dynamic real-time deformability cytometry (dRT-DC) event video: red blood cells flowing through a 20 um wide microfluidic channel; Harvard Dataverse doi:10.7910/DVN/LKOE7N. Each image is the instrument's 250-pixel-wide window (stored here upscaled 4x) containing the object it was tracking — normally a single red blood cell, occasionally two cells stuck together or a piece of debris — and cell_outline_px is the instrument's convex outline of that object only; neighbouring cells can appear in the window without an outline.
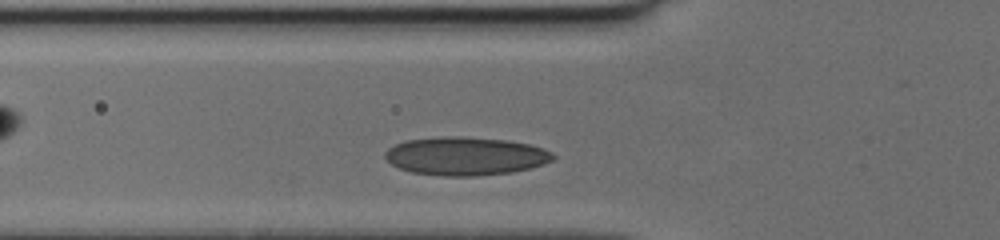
{"species": "human", "species_latin": "Homo sapiens", "temperature_condition": "cold", "stored_images_in_passage": 37, "camera_frame_rate_fps": 3000, "um_per_image_px": 0.085, "donor": {"sex": "female"}, "frame": {"image": 1, "passage_image": 6, "time_ms": 1.667, "image_size_px": [1000, 240], "cell_outline_px": [[556, 156], [552, 160], [544, 164], [512, 172], [476, 176], [440, 176], [412, 172], [400, 168], [392, 164], [384, 156], [384, 152], [388, 148], [404, 140], [444, 136], [464, 136], [508, 140], [528, 144], [544, 148], [552, 152]], "centroid_in_image_um": [39.57, 13.26], "position_along_channel_um": 86.2, "area_um2": 37.69}}
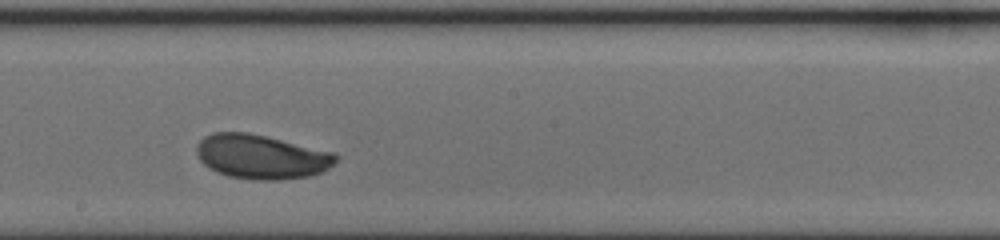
{"frame": {"image": 2, "passage_image": 16, "time_ms": 5.0, "image_size_px": [1000, 240], "cell_outline_px": [[340, 156], [324, 172], [308, 176], [276, 180], [252, 180], [228, 176], [216, 172], [208, 168], [200, 160], [196, 152], [196, 148], [200, 140], [204, 136], [212, 132], [248, 132], [336, 152]], "centroid_in_image_um": [22.22, 13.32], "position_along_channel_um": 226.0, "area_um2": 36.24}}
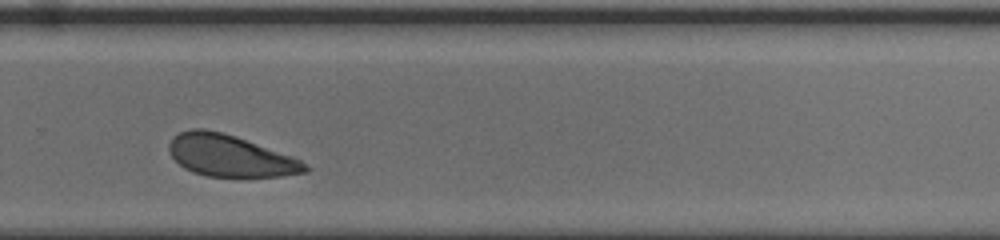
{"frame": {"image": 3, "passage_image": 22, "time_ms": 7.0, "image_size_px": [1000, 240], "cell_outline_px": [[312, 168], [308, 172], [280, 176], [208, 176], [192, 172], [184, 168], [168, 152], [168, 144], [172, 136], [180, 132], [192, 128], [204, 128], [224, 132], [236, 136], [292, 156], [308, 164]], "centroid_in_image_um": [19.55, 13.22], "position_along_channel_um": 310.3, "area_um2": 33.18}}